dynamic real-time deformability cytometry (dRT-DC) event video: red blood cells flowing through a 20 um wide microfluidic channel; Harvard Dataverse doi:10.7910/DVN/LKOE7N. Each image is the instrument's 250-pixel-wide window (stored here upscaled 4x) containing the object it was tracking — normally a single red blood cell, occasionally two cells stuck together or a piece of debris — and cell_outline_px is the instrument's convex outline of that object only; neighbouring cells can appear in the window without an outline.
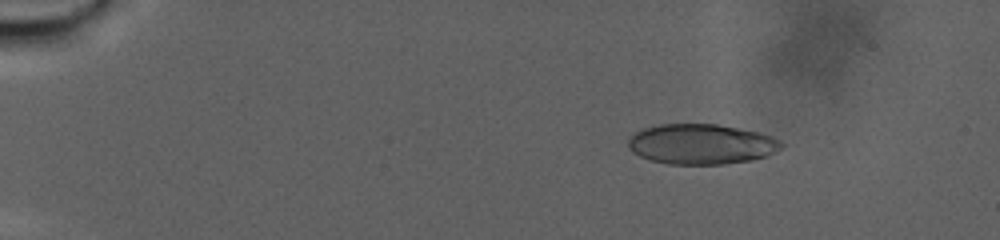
{"species": "human", "species_latin": "Homo sapiens", "temperature_condition": "warm", "stored_images_in_passage": 93, "camera_frame_rate_fps": 3000, "um_per_image_px": 0.085, "donor": {"sex": "male"}, "frame": {"image": 1, "passage_image": 15, "time_ms": 4.667, "image_size_px": [1000, 240], "cell_outline_px": [[784, 144], [780, 148], [764, 156], [752, 160], [724, 164], [668, 164], [652, 160], [640, 156], [632, 152], [628, 148], [628, 140], [636, 132], [644, 128], [660, 124], [716, 124], [760, 132], [772, 136], [780, 140]], "centroid_in_image_um": [59.6, 12.25], "position_along_channel_um": 25.4, "area_um2": 35.78}}
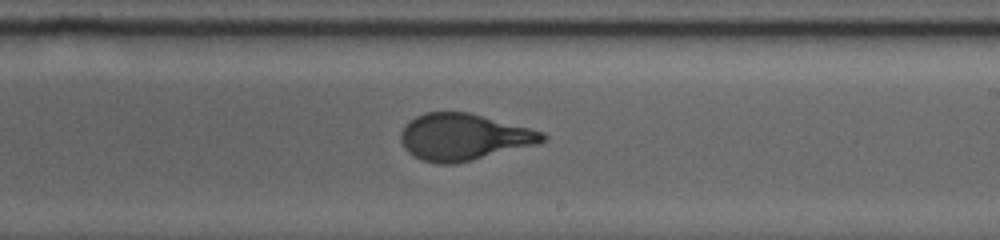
{"frame": {"image": 2, "passage_image": 59, "time_ms": 19.333, "image_size_px": [1000, 240], "cell_outline_px": [[548, 136], [544, 140], [536, 144], [456, 164], [436, 164], [420, 160], [412, 156], [404, 148], [400, 140], [400, 132], [404, 124], [408, 120], [424, 112], [468, 112], [544, 132]], "centroid_in_image_um": [39.34, 11.65], "position_along_channel_um": 249.7, "area_um2": 38.61}}
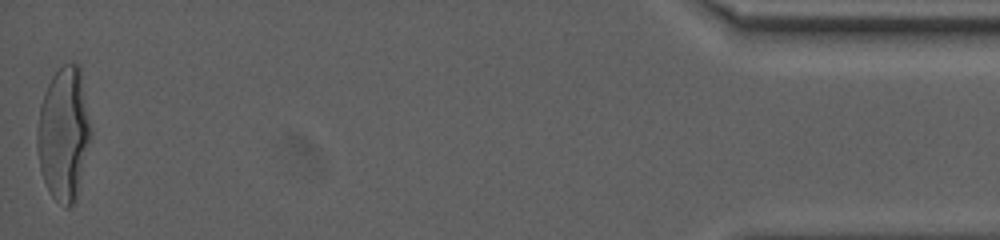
{"frame": {"image": 3, "passage_image": 93, "time_ms": 30.667, "image_size_px": [1000, 240], "cell_outline_px": [[92, 132], [76, 200], [68, 208], [64, 208], [52, 196], [44, 180], [40, 168], [36, 148], [36, 132], [40, 104], [44, 92], [52, 76], [64, 64], [80, 64]], "centroid_in_image_um": [5.42, 11.37], "position_along_channel_um": 429.8, "area_um2": 41.91}}